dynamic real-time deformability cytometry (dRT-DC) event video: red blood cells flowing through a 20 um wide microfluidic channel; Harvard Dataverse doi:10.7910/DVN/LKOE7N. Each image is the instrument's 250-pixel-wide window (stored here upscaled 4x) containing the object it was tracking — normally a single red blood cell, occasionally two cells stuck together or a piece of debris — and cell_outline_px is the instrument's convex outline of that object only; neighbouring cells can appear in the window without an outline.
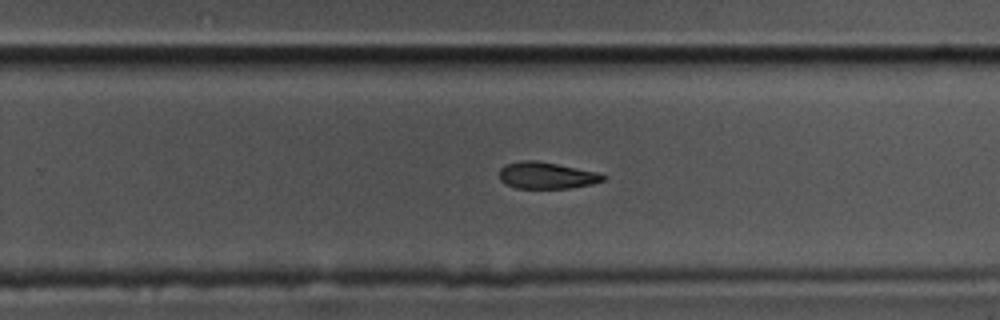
{"species": "common noctule bat (a hibernating species)", "species_latin": "Nyctalus noctula", "temperature_condition": "cold", "stored_images_in_passage": 39, "camera_frame_rate_fps": 3000, "um_per_image_px": 0.085, "animal": {"sex": "male", "body_mass_g": 17.5, "forearm_length_mm": 52.3}, "frame": {"image": 1, "passage_image": 20, "time_ms": 6.333, "image_size_px": [1000, 320], "cell_outline_px": [[608, 176], [604, 180], [592, 184], [568, 188], [516, 188], [504, 184], [500, 180], [500, 168], [504, 164], [520, 160], [536, 160], [600, 172]], "centroid_in_image_um": [46.46, 14.9], "position_along_channel_um": 283.3, "area_um2": 16.36}}
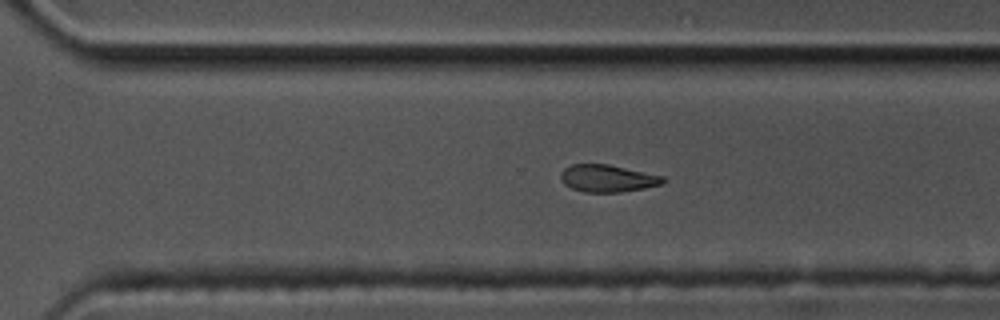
{"frame": {"image": 2, "passage_image": 23, "time_ms": 7.333, "image_size_px": [1000, 320], "cell_outline_px": [[664, 184], [644, 188], [620, 192], [584, 192], [572, 188], [564, 184], [560, 176], [560, 172], [564, 168], [572, 164], [608, 164], [664, 176]], "centroid_in_image_um": [51.63, 15.16], "position_along_channel_um": 319.0, "area_um2": 16.24}}
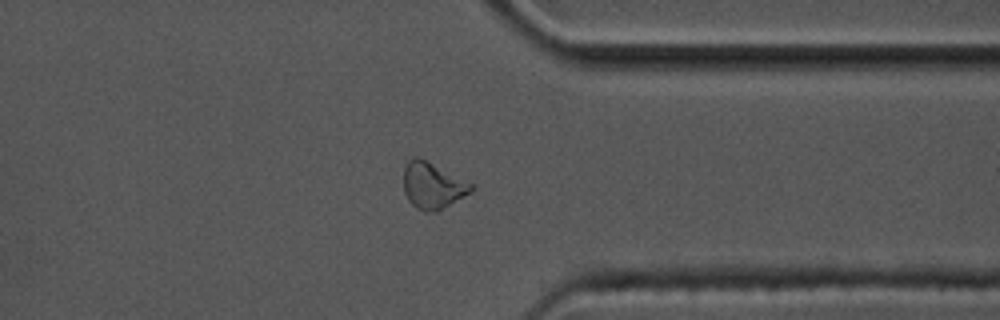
{"frame": {"image": 3, "passage_image": 28, "time_ms": 9.0, "image_size_px": [1000, 320], "cell_outline_px": [[476, 188], [472, 192], [436, 212], [424, 212], [416, 208], [408, 200], [404, 192], [404, 168], [408, 160], [416, 156], [420, 156], [472, 184]], "centroid_in_image_um": [36.76, 15.77], "position_along_channel_um": 374.6, "area_um2": 18.38}, "authors_computed_cell_mechanics": {"area_um2": 17.7446, "velocity_mm_per_s": 3.5692, "shape_relaxation_time_tau1_ms": 4.522, "shape_relaxation_time_tau2_ms": 10.6812, "deformation_change_tau1": 0.1079, "deformation_change_tau2": 0.1791}}